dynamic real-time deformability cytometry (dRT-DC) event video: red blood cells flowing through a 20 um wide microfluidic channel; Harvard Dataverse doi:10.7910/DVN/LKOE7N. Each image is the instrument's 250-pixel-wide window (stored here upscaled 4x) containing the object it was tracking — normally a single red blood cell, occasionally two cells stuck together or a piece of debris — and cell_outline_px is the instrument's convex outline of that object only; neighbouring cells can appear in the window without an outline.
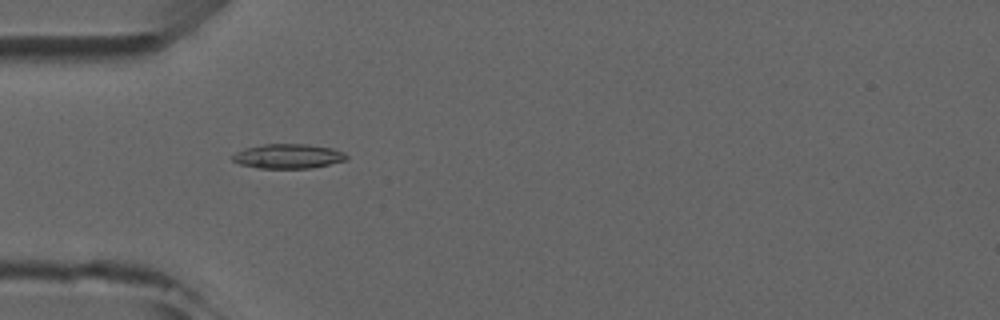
{"species": "common noctule bat (a hibernating species)", "species_latin": "Nyctalus noctula", "temperature_condition": "room temperature", "stored_images_in_passage": 3, "camera_frame_rate_fps": 3000, "um_per_image_px": 0.085, "animal": {"sex": "male", "forearm_length_mm": 52.5}, "frame": {"image": 1, "passage_image": 1, "time_ms": 0.0, "image_size_px": [1000, 320], "cell_outline_px": [[348, 160], [312, 168], [260, 168], [240, 164], [232, 160], [232, 156], [236, 152], [244, 148], [264, 144], [308, 144], [332, 148], [344, 152], [348, 156]], "centroid_in_image_um": [24.52, 13.27], "position_along_channel_um": 60.5, "area_um2": 16.36}}
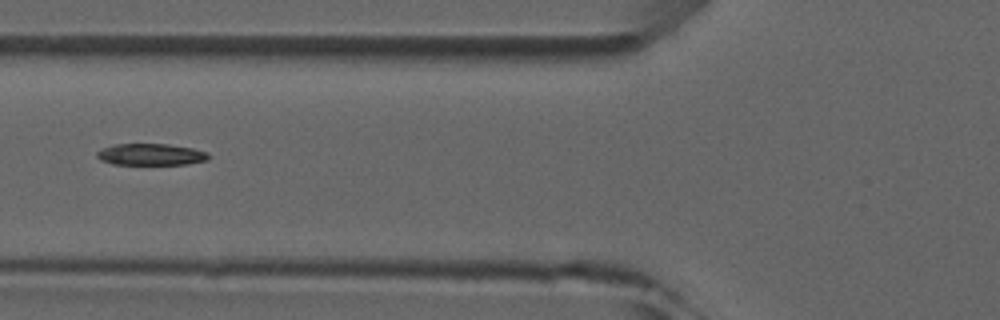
{"frame": {"image": 2, "passage_image": 2, "time_ms": 1.333, "image_size_px": [1000, 320], "cell_outline_px": [[208, 160], [188, 164], [112, 164], [100, 160], [96, 156], [96, 152], [112, 144], [168, 144], [192, 148], [208, 152]], "centroid_in_image_um": [12.81, 13.13], "position_along_channel_um": 113.0, "area_um2": 14.05}}
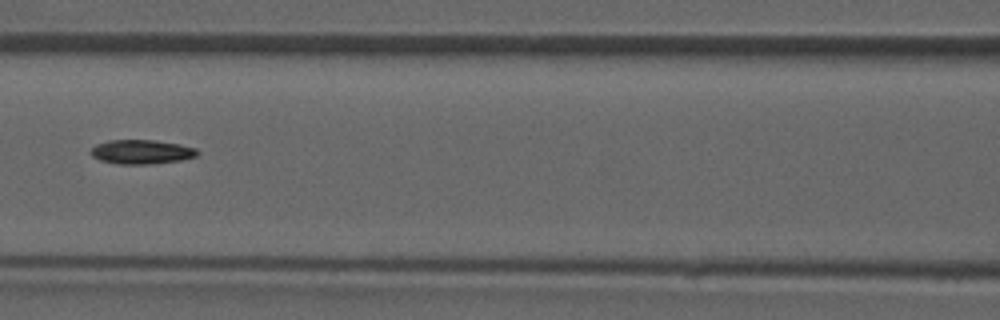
{"frame": {"image": 3, "passage_image": 3, "time_ms": 2.333, "image_size_px": [1000, 320], "cell_outline_px": [[200, 152], [196, 156], [180, 160], [148, 164], [116, 164], [100, 160], [92, 156], [92, 148], [96, 144], [108, 140], [152, 140], [180, 144], [196, 148]], "centroid_in_image_um": [12.03, 12.9], "position_along_channel_um": 154.6, "area_um2": 14.97}}